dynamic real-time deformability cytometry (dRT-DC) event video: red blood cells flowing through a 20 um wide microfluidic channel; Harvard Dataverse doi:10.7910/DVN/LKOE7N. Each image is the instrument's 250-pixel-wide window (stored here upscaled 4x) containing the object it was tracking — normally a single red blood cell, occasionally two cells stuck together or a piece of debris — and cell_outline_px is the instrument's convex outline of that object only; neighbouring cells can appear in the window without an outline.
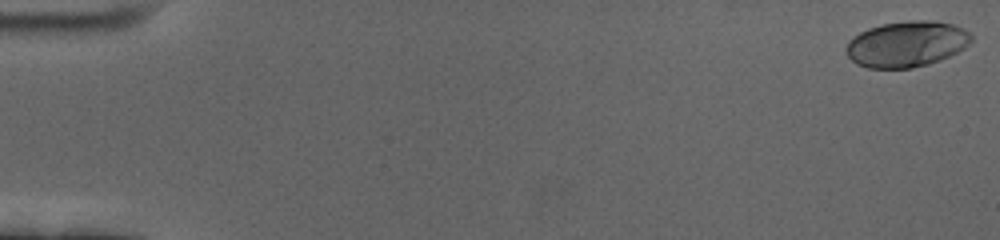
{"species": "human", "species_latin": "Homo sapiens", "temperature_condition": "cold", "stored_images_in_passage": 60, "camera_frame_rate_fps": 3000, "um_per_image_px": 0.085, "donor": {"sex": "female"}, "frame": {"image": 1, "passage_image": 1, "time_ms": 0.0, "image_size_px": [1000, 240], "cell_outline_px": [[972, 40], [964, 48], [940, 60], [928, 64], [912, 68], [868, 68], [856, 64], [848, 56], [844, 48], [848, 40], [860, 32], [868, 28], [880, 24], [908, 20], [932, 20], [952, 24], [964, 28], [972, 36]], "centroid_in_image_um": [77.03, 3.73], "position_along_channel_um": 8.0, "area_um2": 33.64}}
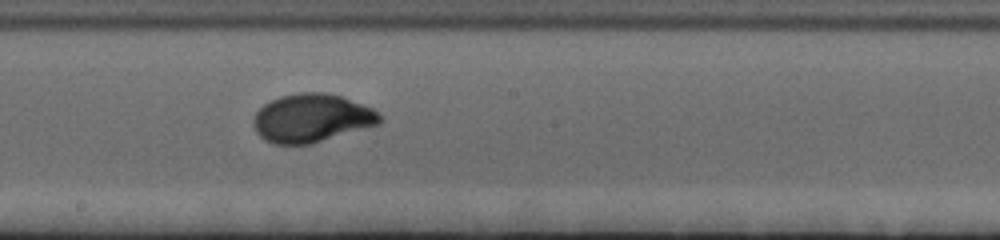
{"frame": {"image": 2, "passage_image": 34, "time_ms": 11.0, "image_size_px": [1000, 240], "cell_outline_px": [[384, 120], [380, 124], [308, 144], [272, 144], [264, 140], [256, 132], [252, 120], [256, 112], [264, 104], [280, 96], [300, 92], [324, 92], [340, 96], [372, 108]], "centroid_in_image_um": [26.46, 10.04], "position_along_channel_um": 221.7, "area_um2": 35.37}}
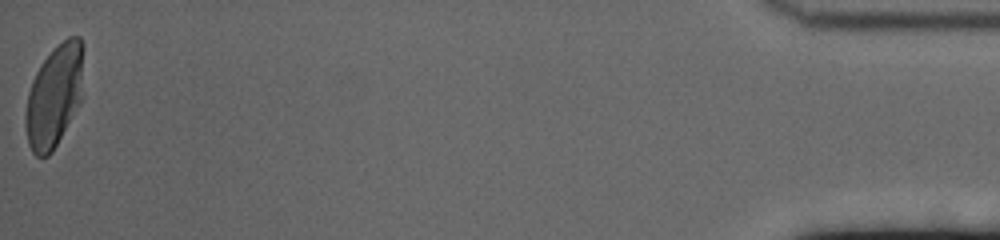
{"frame": {"image": 3, "passage_image": 60, "time_ms": 19.667, "image_size_px": [1000, 240], "cell_outline_px": [[84, 48], [80, 104], [52, 152], [48, 156], [36, 156], [32, 152], [28, 144], [24, 124], [24, 120], [28, 92], [32, 80], [40, 64], [68, 36], [80, 36]], "centroid_in_image_um": [4.61, 8.17], "position_along_channel_um": 430.6, "area_um2": 34.51}, "authors_computed_cell_mechanics": {"area_um2": 33.5818, "velocity_mm_per_s": 3.4324, "shape_relaxation_time_tau1_ms": 3.2246, "shape_relaxation_time_tau2_ms": null, "deformation_change_tau1": 0.1785, "deformation_change_tau2": null}}